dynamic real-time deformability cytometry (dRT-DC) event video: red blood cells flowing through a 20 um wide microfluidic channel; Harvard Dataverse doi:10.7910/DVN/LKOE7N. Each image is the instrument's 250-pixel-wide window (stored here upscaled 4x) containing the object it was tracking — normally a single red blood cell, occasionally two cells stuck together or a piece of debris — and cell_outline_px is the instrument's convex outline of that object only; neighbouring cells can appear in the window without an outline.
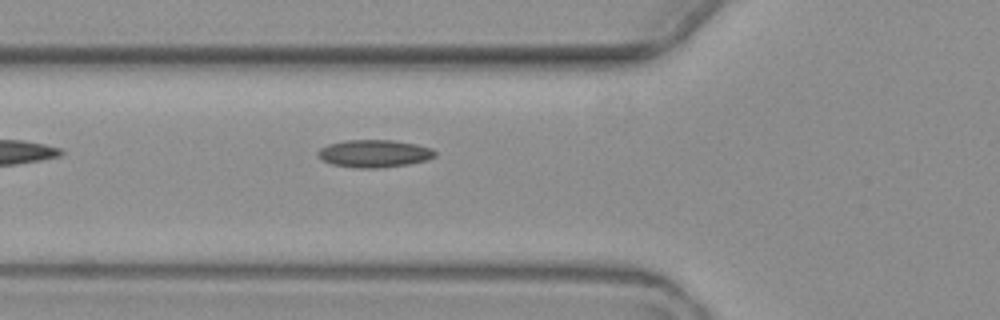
{"species": "common noctule bat (a hibernating species)", "species_latin": "Nyctalus noctula", "temperature_condition": "warm", "stored_images_in_passage": 2, "camera_frame_rate_fps": 3000, "um_per_image_px": 0.085, "animal": {"sex": "female", "body_mass_g": 19.3, "forearm_length_mm": 54.1}, "frame": {"image": 1, "passage_image": 2, "time_ms": 1.333, "image_size_px": [1000, 320], "cell_outline_px": [[436, 156], [428, 160], [408, 164], [380, 168], [356, 168], [332, 164], [316, 156], [316, 152], [320, 148], [328, 144], [344, 140], [392, 140], [416, 144], [432, 148], [436, 152]], "centroid_in_image_um": [31.81, 13.05], "position_along_channel_um": 94.0, "area_um2": 18.96}}